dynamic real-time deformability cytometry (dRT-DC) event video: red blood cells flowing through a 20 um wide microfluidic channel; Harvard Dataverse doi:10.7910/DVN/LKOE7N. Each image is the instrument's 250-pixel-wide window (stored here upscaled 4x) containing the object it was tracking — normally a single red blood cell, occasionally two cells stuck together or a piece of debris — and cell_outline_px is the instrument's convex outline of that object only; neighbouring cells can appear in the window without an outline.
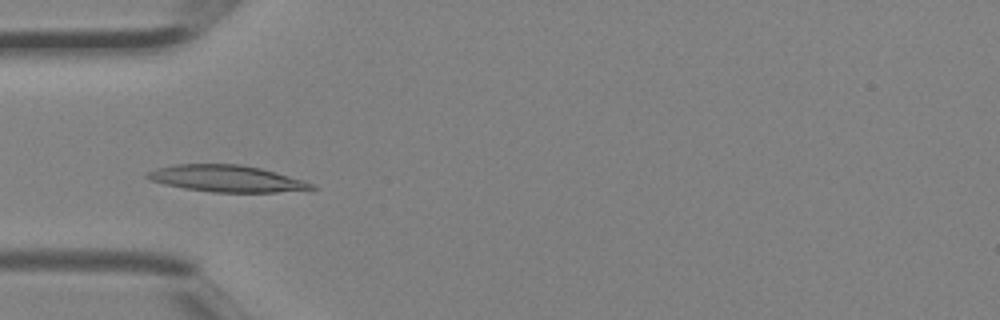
{"species": "Egyptian fruit bat (a non-hibernating species)", "species_latin": "Rousettus aegyptiacus", "temperature_condition": "room temperature", "stored_images_in_passage": 2, "camera_frame_rate_fps": 3000, "um_per_image_px": 0.085, "animal": {"sex": "female"}, "frame": {"image": 1, "passage_image": 2, "time_ms": 0.333, "image_size_px": [1000, 320], "cell_outline_px": [[320, 188], [276, 192], [212, 192], [184, 188], [164, 184], [152, 180], [144, 176], [148, 172], [156, 168], [176, 164], [240, 164], [260, 168], [276, 172], [304, 180], [316, 184]], "centroid_in_image_um": [19.3, 15.18], "position_along_channel_um": 65.7, "area_um2": 25.49}}